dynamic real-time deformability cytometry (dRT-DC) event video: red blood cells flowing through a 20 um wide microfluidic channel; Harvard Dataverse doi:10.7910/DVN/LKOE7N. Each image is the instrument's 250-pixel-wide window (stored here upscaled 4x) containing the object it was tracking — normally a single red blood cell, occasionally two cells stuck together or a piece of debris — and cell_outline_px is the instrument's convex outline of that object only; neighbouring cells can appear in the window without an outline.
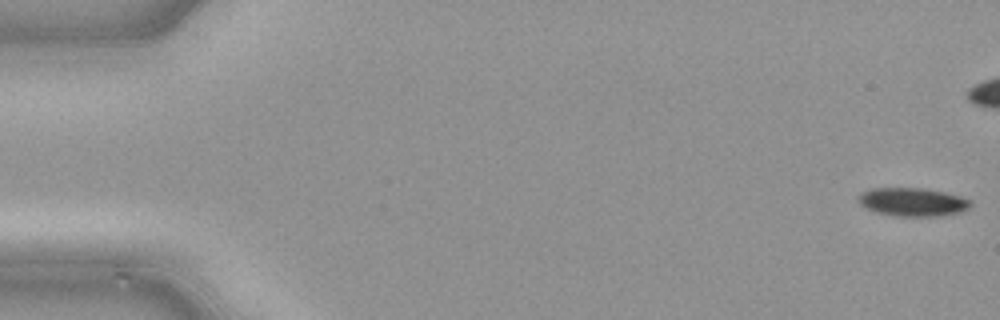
{"species": "common noctule bat (a hibernating species)", "species_latin": "Nyctalus noctula", "temperature_condition": "cold", "stored_images_in_passage": 16, "camera_frame_rate_fps": 3000, "um_per_image_px": 0.085, "animal": {"sex": "male", "body_mass_g": 21.5, "forearm_length_mm": 52.0}, "frame": {"image": 1, "passage_image": 1, "time_ms": 0.0, "image_size_px": [1000, 320], "cell_outline_px": [[972, 204], [968, 208], [960, 212], [940, 216], [896, 216], [876, 212], [860, 204], [856, 200], [860, 192], [872, 188], [924, 188], [944, 192], [960, 196], [972, 200]], "centroid_in_image_um": [77.57, 17.16], "position_along_channel_um": 7.4, "area_um2": 18.67}}